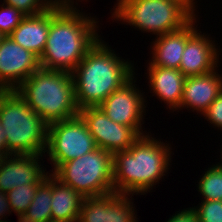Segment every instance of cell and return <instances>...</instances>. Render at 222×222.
<instances>
[{"label":"cell","mask_w":222,"mask_h":222,"mask_svg":"<svg viewBox=\"0 0 222 222\" xmlns=\"http://www.w3.org/2000/svg\"><path fill=\"white\" fill-rule=\"evenodd\" d=\"M98 148L115 153L128 150L140 135L129 126L118 124L106 116L100 107L79 110Z\"/></svg>","instance_id":"cell-11"},{"label":"cell","mask_w":222,"mask_h":222,"mask_svg":"<svg viewBox=\"0 0 222 222\" xmlns=\"http://www.w3.org/2000/svg\"><path fill=\"white\" fill-rule=\"evenodd\" d=\"M135 75L136 73L120 88L111 93L99 107L112 121L132 127L141 136L149 133L143 126L147 100L144 97L146 93L142 92L139 86L137 87L135 84L138 79L135 78Z\"/></svg>","instance_id":"cell-9"},{"label":"cell","mask_w":222,"mask_h":222,"mask_svg":"<svg viewBox=\"0 0 222 222\" xmlns=\"http://www.w3.org/2000/svg\"><path fill=\"white\" fill-rule=\"evenodd\" d=\"M96 148L95 140L80 115L48 125L45 153L53 165L50 173L62 163L81 157Z\"/></svg>","instance_id":"cell-8"},{"label":"cell","mask_w":222,"mask_h":222,"mask_svg":"<svg viewBox=\"0 0 222 222\" xmlns=\"http://www.w3.org/2000/svg\"><path fill=\"white\" fill-rule=\"evenodd\" d=\"M50 222H71V221H59V220H51Z\"/></svg>","instance_id":"cell-33"},{"label":"cell","mask_w":222,"mask_h":222,"mask_svg":"<svg viewBox=\"0 0 222 222\" xmlns=\"http://www.w3.org/2000/svg\"><path fill=\"white\" fill-rule=\"evenodd\" d=\"M177 212V213H176ZM166 222H200L197 213L192 207L176 211Z\"/></svg>","instance_id":"cell-27"},{"label":"cell","mask_w":222,"mask_h":222,"mask_svg":"<svg viewBox=\"0 0 222 222\" xmlns=\"http://www.w3.org/2000/svg\"><path fill=\"white\" fill-rule=\"evenodd\" d=\"M112 20L161 36L185 26L193 16L174 0H116Z\"/></svg>","instance_id":"cell-6"},{"label":"cell","mask_w":222,"mask_h":222,"mask_svg":"<svg viewBox=\"0 0 222 222\" xmlns=\"http://www.w3.org/2000/svg\"><path fill=\"white\" fill-rule=\"evenodd\" d=\"M182 5L193 17H198V13L196 12V2L195 0H174ZM197 13V15H196Z\"/></svg>","instance_id":"cell-30"},{"label":"cell","mask_w":222,"mask_h":222,"mask_svg":"<svg viewBox=\"0 0 222 222\" xmlns=\"http://www.w3.org/2000/svg\"><path fill=\"white\" fill-rule=\"evenodd\" d=\"M149 50L152 59L147 65L178 69L182 54L188 41V23L177 31L166 33L152 39Z\"/></svg>","instance_id":"cell-17"},{"label":"cell","mask_w":222,"mask_h":222,"mask_svg":"<svg viewBox=\"0 0 222 222\" xmlns=\"http://www.w3.org/2000/svg\"><path fill=\"white\" fill-rule=\"evenodd\" d=\"M150 93L166 104L173 113L180 107L185 76L178 69L163 68L154 65L146 67ZM152 91V92H151Z\"/></svg>","instance_id":"cell-16"},{"label":"cell","mask_w":222,"mask_h":222,"mask_svg":"<svg viewBox=\"0 0 222 222\" xmlns=\"http://www.w3.org/2000/svg\"><path fill=\"white\" fill-rule=\"evenodd\" d=\"M3 38H4V36L0 33V43H1Z\"/></svg>","instance_id":"cell-34"},{"label":"cell","mask_w":222,"mask_h":222,"mask_svg":"<svg viewBox=\"0 0 222 222\" xmlns=\"http://www.w3.org/2000/svg\"><path fill=\"white\" fill-rule=\"evenodd\" d=\"M16 92L48 125L79 115L71 72L39 68Z\"/></svg>","instance_id":"cell-4"},{"label":"cell","mask_w":222,"mask_h":222,"mask_svg":"<svg viewBox=\"0 0 222 222\" xmlns=\"http://www.w3.org/2000/svg\"><path fill=\"white\" fill-rule=\"evenodd\" d=\"M197 19V20H196ZM198 17L188 22V41L186 42L179 70L185 77L207 74L221 65L220 48L215 39L202 33L197 24ZM197 24V25H196ZM206 34V35H205Z\"/></svg>","instance_id":"cell-10"},{"label":"cell","mask_w":222,"mask_h":222,"mask_svg":"<svg viewBox=\"0 0 222 222\" xmlns=\"http://www.w3.org/2000/svg\"><path fill=\"white\" fill-rule=\"evenodd\" d=\"M3 3L15 7L26 16L43 13L51 7L47 0H3Z\"/></svg>","instance_id":"cell-25"},{"label":"cell","mask_w":222,"mask_h":222,"mask_svg":"<svg viewBox=\"0 0 222 222\" xmlns=\"http://www.w3.org/2000/svg\"><path fill=\"white\" fill-rule=\"evenodd\" d=\"M0 7V33L4 37H7L22 22L26 15L15 7L4 4L3 2Z\"/></svg>","instance_id":"cell-23"},{"label":"cell","mask_w":222,"mask_h":222,"mask_svg":"<svg viewBox=\"0 0 222 222\" xmlns=\"http://www.w3.org/2000/svg\"><path fill=\"white\" fill-rule=\"evenodd\" d=\"M44 156L19 154L3 156L0 162V190L7 193L23 184H35L46 173V168L40 162Z\"/></svg>","instance_id":"cell-14"},{"label":"cell","mask_w":222,"mask_h":222,"mask_svg":"<svg viewBox=\"0 0 222 222\" xmlns=\"http://www.w3.org/2000/svg\"><path fill=\"white\" fill-rule=\"evenodd\" d=\"M200 222H222V201H201L192 207Z\"/></svg>","instance_id":"cell-24"},{"label":"cell","mask_w":222,"mask_h":222,"mask_svg":"<svg viewBox=\"0 0 222 222\" xmlns=\"http://www.w3.org/2000/svg\"><path fill=\"white\" fill-rule=\"evenodd\" d=\"M161 140L150 131L141 135L128 150L113 154L114 192L146 195L164 176H168L166 174L170 173L172 165L171 154L174 153L171 144Z\"/></svg>","instance_id":"cell-2"},{"label":"cell","mask_w":222,"mask_h":222,"mask_svg":"<svg viewBox=\"0 0 222 222\" xmlns=\"http://www.w3.org/2000/svg\"><path fill=\"white\" fill-rule=\"evenodd\" d=\"M93 17L78 8L50 7V28L39 58L40 68L72 72L102 38L98 18Z\"/></svg>","instance_id":"cell-1"},{"label":"cell","mask_w":222,"mask_h":222,"mask_svg":"<svg viewBox=\"0 0 222 222\" xmlns=\"http://www.w3.org/2000/svg\"><path fill=\"white\" fill-rule=\"evenodd\" d=\"M84 0H47V2L51 5V7H60V8H77L78 3ZM88 0H85L87 2ZM75 3V4H74ZM76 5V6H75Z\"/></svg>","instance_id":"cell-29"},{"label":"cell","mask_w":222,"mask_h":222,"mask_svg":"<svg viewBox=\"0 0 222 222\" xmlns=\"http://www.w3.org/2000/svg\"><path fill=\"white\" fill-rule=\"evenodd\" d=\"M205 170L197 184V191L203 196L201 201H222V168L216 163Z\"/></svg>","instance_id":"cell-21"},{"label":"cell","mask_w":222,"mask_h":222,"mask_svg":"<svg viewBox=\"0 0 222 222\" xmlns=\"http://www.w3.org/2000/svg\"><path fill=\"white\" fill-rule=\"evenodd\" d=\"M10 214H12V210L6 192L0 190V221H7V215L10 216Z\"/></svg>","instance_id":"cell-28"},{"label":"cell","mask_w":222,"mask_h":222,"mask_svg":"<svg viewBox=\"0 0 222 222\" xmlns=\"http://www.w3.org/2000/svg\"><path fill=\"white\" fill-rule=\"evenodd\" d=\"M38 186L36 194L18 222H50L52 220V173Z\"/></svg>","instance_id":"cell-20"},{"label":"cell","mask_w":222,"mask_h":222,"mask_svg":"<svg viewBox=\"0 0 222 222\" xmlns=\"http://www.w3.org/2000/svg\"><path fill=\"white\" fill-rule=\"evenodd\" d=\"M133 196L111 192L87 197L83 201L77 222H139Z\"/></svg>","instance_id":"cell-12"},{"label":"cell","mask_w":222,"mask_h":222,"mask_svg":"<svg viewBox=\"0 0 222 222\" xmlns=\"http://www.w3.org/2000/svg\"><path fill=\"white\" fill-rule=\"evenodd\" d=\"M0 120L8 155H45L48 124L16 92L0 90Z\"/></svg>","instance_id":"cell-5"},{"label":"cell","mask_w":222,"mask_h":222,"mask_svg":"<svg viewBox=\"0 0 222 222\" xmlns=\"http://www.w3.org/2000/svg\"><path fill=\"white\" fill-rule=\"evenodd\" d=\"M209 124H213L214 128L222 130V92L210 104L208 109L201 115Z\"/></svg>","instance_id":"cell-26"},{"label":"cell","mask_w":222,"mask_h":222,"mask_svg":"<svg viewBox=\"0 0 222 222\" xmlns=\"http://www.w3.org/2000/svg\"><path fill=\"white\" fill-rule=\"evenodd\" d=\"M50 28V8L43 13L26 16L9 37L23 48L41 57Z\"/></svg>","instance_id":"cell-18"},{"label":"cell","mask_w":222,"mask_h":222,"mask_svg":"<svg viewBox=\"0 0 222 222\" xmlns=\"http://www.w3.org/2000/svg\"><path fill=\"white\" fill-rule=\"evenodd\" d=\"M102 39L71 72L75 101L79 110L98 107L135 74L132 61L119 56Z\"/></svg>","instance_id":"cell-3"},{"label":"cell","mask_w":222,"mask_h":222,"mask_svg":"<svg viewBox=\"0 0 222 222\" xmlns=\"http://www.w3.org/2000/svg\"><path fill=\"white\" fill-rule=\"evenodd\" d=\"M221 149H222V147H221ZM220 153H221V156H222V150H221V152H220ZM219 159H222V157H221V158H219ZM217 164H218V165H219V166L222 168V160H221L220 162H218Z\"/></svg>","instance_id":"cell-32"},{"label":"cell","mask_w":222,"mask_h":222,"mask_svg":"<svg viewBox=\"0 0 222 222\" xmlns=\"http://www.w3.org/2000/svg\"><path fill=\"white\" fill-rule=\"evenodd\" d=\"M84 199L52 174V220L77 222Z\"/></svg>","instance_id":"cell-19"},{"label":"cell","mask_w":222,"mask_h":222,"mask_svg":"<svg viewBox=\"0 0 222 222\" xmlns=\"http://www.w3.org/2000/svg\"><path fill=\"white\" fill-rule=\"evenodd\" d=\"M0 155L2 156L8 155L7 139L5 135V130L1 124V120H0Z\"/></svg>","instance_id":"cell-31"},{"label":"cell","mask_w":222,"mask_h":222,"mask_svg":"<svg viewBox=\"0 0 222 222\" xmlns=\"http://www.w3.org/2000/svg\"><path fill=\"white\" fill-rule=\"evenodd\" d=\"M52 174L84 198L114 192L113 153L98 147L81 157L62 163Z\"/></svg>","instance_id":"cell-7"},{"label":"cell","mask_w":222,"mask_h":222,"mask_svg":"<svg viewBox=\"0 0 222 222\" xmlns=\"http://www.w3.org/2000/svg\"><path fill=\"white\" fill-rule=\"evenodd\" d=\"M40 68L39 58L9 36L0 43V90H16Z\"/></svg>","instance_id":"cell-13"},{"label":"cell","mask_w":222,"mask_h":222,"mask_svg":"<svg viewBox=\"0 0 222 222\" xmlns=\"http://www.w3.org/2000/svg\"><path fill=\"white\" fill-rule=\"evenodd\" d=\"M219 68L197 76H189L185 78L183 86V94L180 107L177 109L191 110L203 115L210 104L222 92V73H218ZM190 108V109H189Z\"/></svg>","instance_id":"cell-15"},{"label":"cell","mask_w":222,"mask_h":222,"mask_svg":"<svg viewBox=\"0 0 222 222\" xmlns=\"http://www.w3.org/2000/svg\"><path fill=\"white\" fill-rule=\"evenodd\" d=\"M48 171L35 183L23 184L6 193L12 212L19 219L30 206L38 186L46 179Z\"/></svg>","instance_id":"cell-22"}]
</instances>
